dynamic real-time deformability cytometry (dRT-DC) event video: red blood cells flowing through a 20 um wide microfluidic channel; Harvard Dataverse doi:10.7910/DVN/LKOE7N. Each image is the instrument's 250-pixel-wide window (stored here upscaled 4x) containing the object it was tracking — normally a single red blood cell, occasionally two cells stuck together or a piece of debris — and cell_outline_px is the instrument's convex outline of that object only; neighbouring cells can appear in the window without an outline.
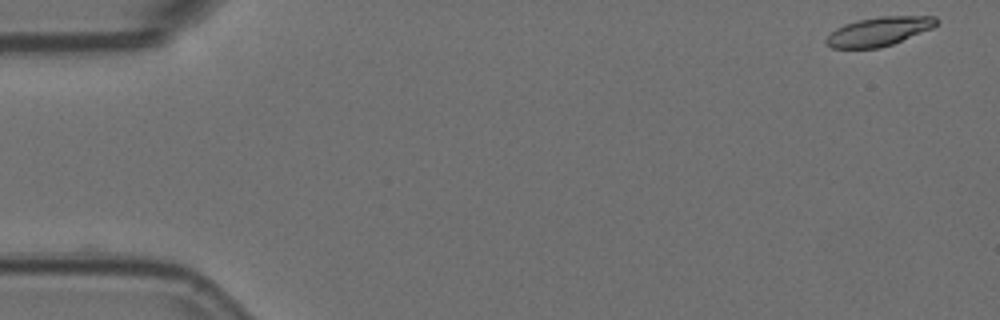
{"species": "Egyptian fruit bat (a non-hibernating species)", "species_latin": "Rousettus aegyptiacus", "temperature_condition": "room temperature", "stored_images_in_passage": 5, "camera_frame_rate_fps": 3000, "um_per_image_px": 0.085, "animal": {"sex": "female"}, "frame": {"image": 1, "passage_image": 1, "time_ms": 0.0, "image_size_px": [1000, 320], "cell_outline_px": [[940, 20], [932, 28], [892, 44], [880, 48], [832, 48], [824, 40], [836, 28], [844, 24], [860, 20], [880, 16], [936, 16]], "centroid_in_image_um": [74.72, 2.67], "position_along_channel_um": 10.3, "area_um2": 18.38}}
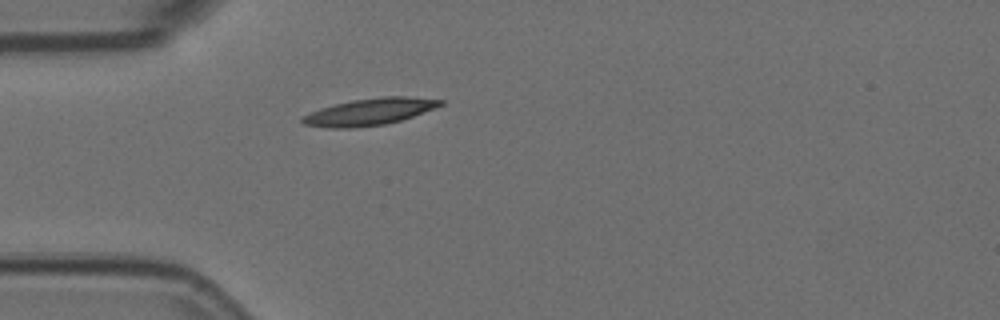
{"frame": {"image": 2, "passage_image": 5, "time_ms": 1.333, "image_size_px": [1000, 320], "cell_outline_px": [[444, 104], [436, 108], [400, 120], [384, 124], [352, 128], [328, 128], [304, 124], [300, 120], [300, 116], [320, 108], [352, 100], [384, 96], [404, 96], [444, 100]], "centroid_in_image_um": [31.39, 9.5], "position_along_channel_um": 53.6, "area_um2": 21.5}}